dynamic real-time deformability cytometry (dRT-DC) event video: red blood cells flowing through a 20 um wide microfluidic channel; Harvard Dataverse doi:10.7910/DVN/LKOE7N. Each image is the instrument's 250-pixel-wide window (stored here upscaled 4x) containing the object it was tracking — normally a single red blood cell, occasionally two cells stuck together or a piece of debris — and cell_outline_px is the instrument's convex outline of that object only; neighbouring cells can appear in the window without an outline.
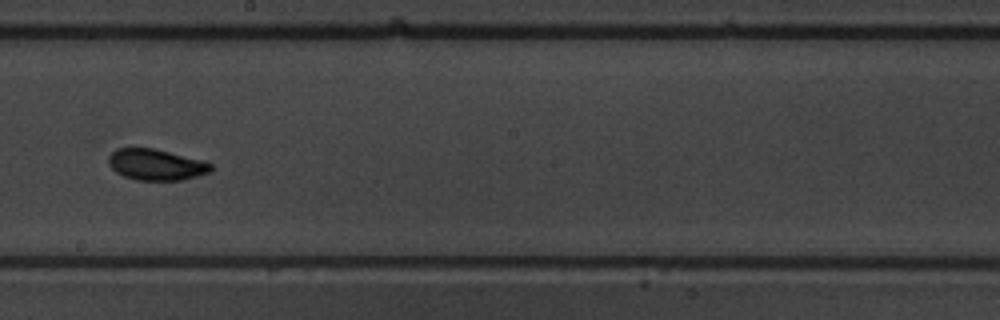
{"species": "common noctule bat (a hibernating species)", "species_latin": "Nyctalus noctula", "temperature_condition": "warm", "stored_images_in_passage": 20, "camera_frame_rate_fps": 3000, "um_per_image_px": 0.085, "animal": {"sex": "male", "body_mass_g": 19.5, "forearm_length_mm": 54.6}, "frame": {"image": 1, "passage_image": 17, "time_ms": 5.333, "image_size_px": [1000, 320], "cell_outline_px": [[212, 172], [184, 180], [136, 180], [124, 176], [116, 172], [108, 164], [108, 156], [116, 148], [152, 148], [204, 160], [212, 164]], "centroid_in_image_um": [13.29, 14.0], "position_along_channel_um": 234.9, "area_um2": 18.73}}